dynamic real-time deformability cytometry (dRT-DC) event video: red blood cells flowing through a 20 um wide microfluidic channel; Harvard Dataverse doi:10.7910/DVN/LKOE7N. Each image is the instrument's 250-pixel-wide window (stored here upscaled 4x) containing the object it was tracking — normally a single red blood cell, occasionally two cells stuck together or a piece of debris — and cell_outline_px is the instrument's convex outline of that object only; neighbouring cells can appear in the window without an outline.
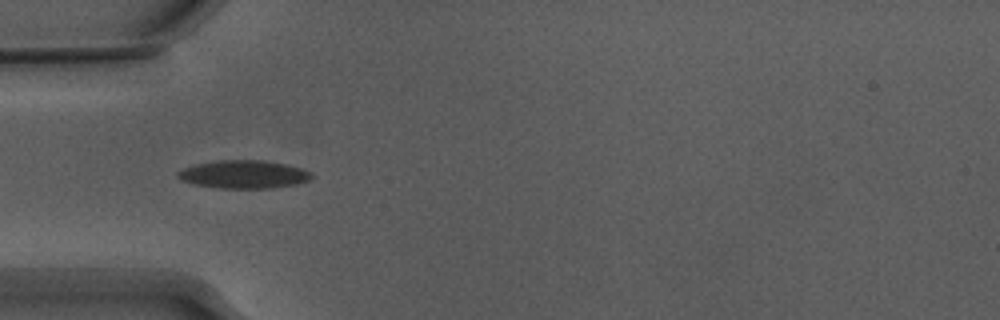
{"species": "Egyptian fruit bat (a non-hibernating species)", "species_latin": "Rousettus aegyptiacus", "temperature_condition": "warm", "stored_images_in_passage": 10, "camera_frame_rate_fps": 3000, "um_per_image_px": 0.085, "animal": {"sex": "male"}, "frame": {"image": 1, "passage_image": 1, "time_ms": 0.0, "image_size_px": [1000, 320], "cell_outline_px": [[312, 180], [296, 184], [272, 188], [216, 188], [192, 184], [180, 180], [176, 176], [176, 172], [184, 168], [196, 164], [220, 160], [264, 160], [284, 164], [300, 168], [312, 172]], "centroid_in_image_um": [20.7, 14.83], "position_along_channel_um": 64.3, "area_um2": 22.02}}